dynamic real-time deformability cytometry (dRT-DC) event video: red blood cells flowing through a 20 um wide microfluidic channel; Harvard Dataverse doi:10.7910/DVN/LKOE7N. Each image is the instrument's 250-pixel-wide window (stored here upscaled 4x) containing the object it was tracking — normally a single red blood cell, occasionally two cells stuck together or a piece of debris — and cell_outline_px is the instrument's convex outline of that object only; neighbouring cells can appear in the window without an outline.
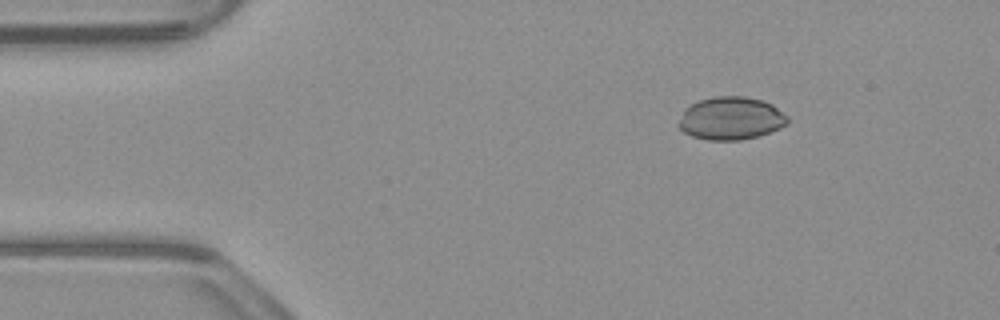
{"species": "common noctule bat (a hibernating species)", "species_latin": "Nyctalus noctula", "temperature_condition": "warm", "stored_images_in_passage": 47, "camera_frame_rate_fps": 3000, "um_per_image_px": 0.085, "animal": {"sex": "male", "body_mass_g": 23.1, "forearm_length_mm": 52.7}, "frame": {"image": 1, "passage_image": 2, "time_ms": 0.333, "image_size_px": [1000, 320], "cell_outline_px": [[788, 124], [780, 128], [756, 136], [740, 140], [708, 140], [692, 136], [684, 132], [676, 124], [684, 108], [700, 100], [716, 96], [744, 96], [760, 100], [772, 104], [788, 116]], "centroid_in_image_um": [62.1, 10.06], "position_along_channel_um": 22.9, "area_um2": 27.22}}
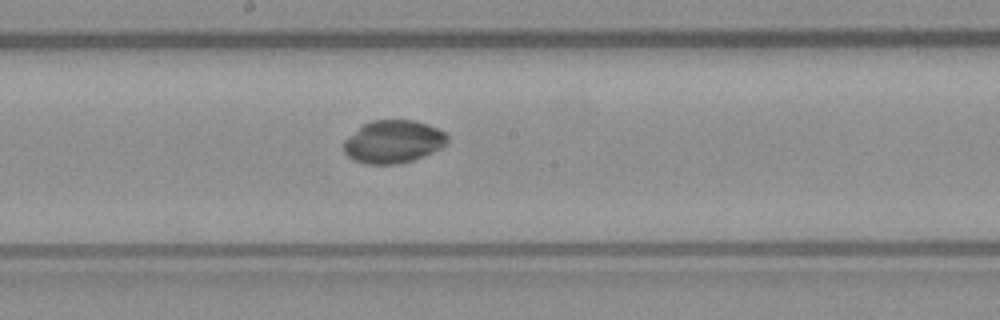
{"frame": {"image": 2, "passage_image": 22, "time_ms": 7.0, "image_size_px": [1000, 320], "cell_outline_px": [[448, 144], [432, 152], [412, 160], [396, 164], [364, 164], [348, 156], [344, 152], [344, 140], [348, 136], [364, 124], [372, 120], [412, 120], [428, 124], [444, 132], [448, 136]], "centroid_in_image_um": [33.43, 12.04], "position_along_channel_um": 214.8, "area_um2": 25.72}}
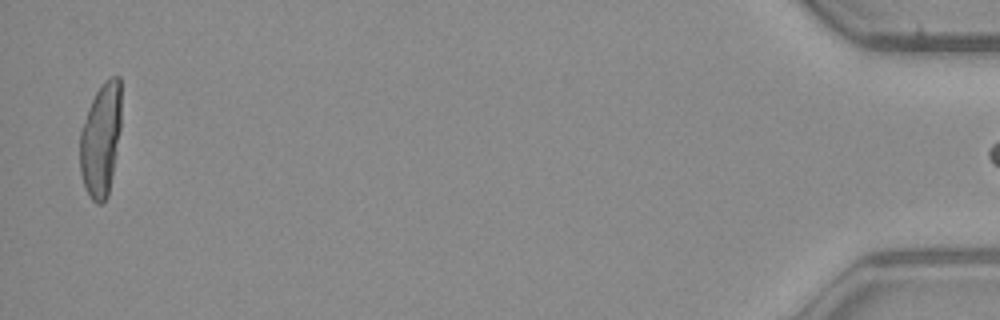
{"frame": {"image": 3, "passage_image": 46, "time_ms": 15.0, "image_size_px": [1000, 320], "cell_outline_px": [[120, 128], [112, 176], [108, 196], [100, 204], [96, 204], [88, 196], [80, 172], [80, 132], [92, 100], [96, 92], [104, 80], [108, 76], [120, 76]], "centroid_in_image_um": [8.56, 11.87], "position_along_channel_um": 426.6, "area_um2": 27.17}}